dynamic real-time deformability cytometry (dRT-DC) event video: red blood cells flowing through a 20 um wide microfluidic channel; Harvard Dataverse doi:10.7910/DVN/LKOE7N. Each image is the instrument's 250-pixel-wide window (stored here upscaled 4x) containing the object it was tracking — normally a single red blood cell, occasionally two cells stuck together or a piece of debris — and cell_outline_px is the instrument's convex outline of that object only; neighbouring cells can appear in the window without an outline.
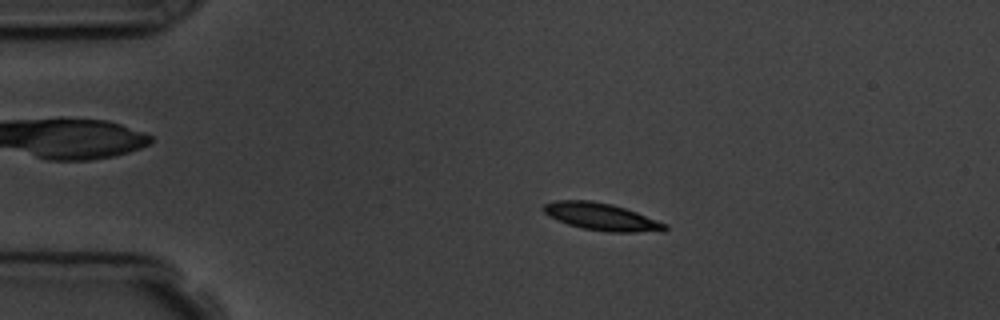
{"species": "common noctule bat (a hibernating species)", "species_latin": "Nyctalus noctula", "temperature_condition": "room temperature", "stored_images_in_passage": 3, "camera_frame_rate_fps": 3000, "um_per_image_px": 0.085, "animal": {"sex": "male", "body_mass_g": 19.5, "forearm_length_mm": 54.6}, "frame": {"image": 1, "passage_image": 2, "time_ms": 1.0, "image_size_px": [1000, 320], "cell_outline_px": [[668, 228], [664, 232], [608, 232], [580, 228], [556, 220], [548, 216], [540, 208], [544, 204], [556, 200], [592, 200], [612, 204], [636, 212], [668, 224]], "centroid_in_image_um": [51.12, 18.43], "position_along_channel_um": 33.9, "area_um2": 19.59}}